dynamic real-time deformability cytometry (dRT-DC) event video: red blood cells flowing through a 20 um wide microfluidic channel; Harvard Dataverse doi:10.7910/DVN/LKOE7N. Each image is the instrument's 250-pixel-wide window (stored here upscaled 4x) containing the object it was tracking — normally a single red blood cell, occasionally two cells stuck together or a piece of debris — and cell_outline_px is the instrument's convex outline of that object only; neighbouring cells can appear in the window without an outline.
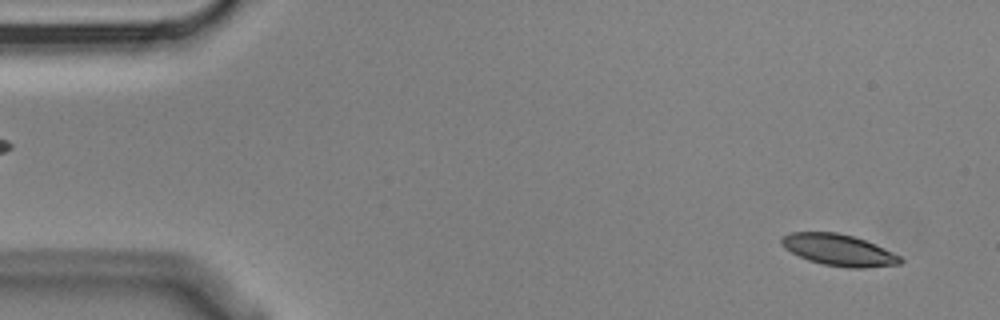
{"species": "Egyptian fruit bat (a non-hibernating species)", "species_latin": "Rousettus aegyptiacus", "temperature_condition": "cold", "stored_images_in_passage": 3, "camera_frame_rate_fps": 3000, "um_per_image_px": 0.085, "animal": {"sex": "male"}, "frame": {"image": 1, "passage_image": 1, "time_ms": 0.0, "image_size_px": [1000, 320], "cell_outline_px": [[904, 260], [900, 264], [864, 268], [848, 268], [824, 264], [808, 260], [784, 248], [780, 244], [780, 240], [784, 236], [792, 232], [836, 232], [852, 236], [864, 240], [892, 252], [900, 256]], "centroid_in_image_um": [71.28, 21.25], "position_along_channel_um": 13.7, "area_um2": 21.56}}